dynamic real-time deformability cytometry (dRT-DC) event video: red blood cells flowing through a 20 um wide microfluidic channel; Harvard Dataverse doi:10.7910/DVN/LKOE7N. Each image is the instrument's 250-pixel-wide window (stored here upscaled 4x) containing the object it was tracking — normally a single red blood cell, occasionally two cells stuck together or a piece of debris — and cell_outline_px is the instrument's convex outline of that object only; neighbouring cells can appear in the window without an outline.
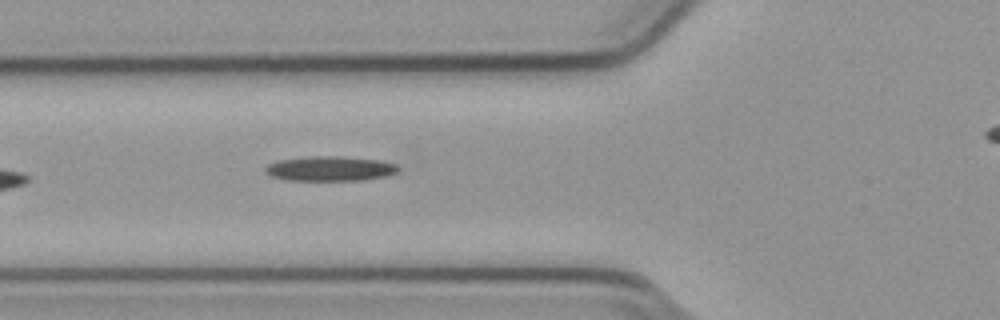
{"species": "common noctule bat (a hibernating species)", "species_latin": "Nyctalus noctula", "temperature_condition": "cold", "stored_images_in_passage": 34, "camera_frame_rate_fps": 3000, "um_per_image_px": 0.085, "animal": {"sex": "male", "body_mass_g": 23.1, "forearm_length_mm": 52.7}, "frame": {"image": 1, "passage_image": 5, "time_ms": 1.333, "image_size_px": [1000, 320], "cell_outline_px": [[400, 168], [396, 172], [384, 176], [364, 180], [288, 180], [272, 176], [264, 172], [264, 168], [268, 164], [276, 160], [308, 156], [340, 156], [380, 160], [396, 164]], "centroid_in_image_um": [28.02, 14.32], "position_along_channel_um": 97.8, "area_um2": 19.25}}
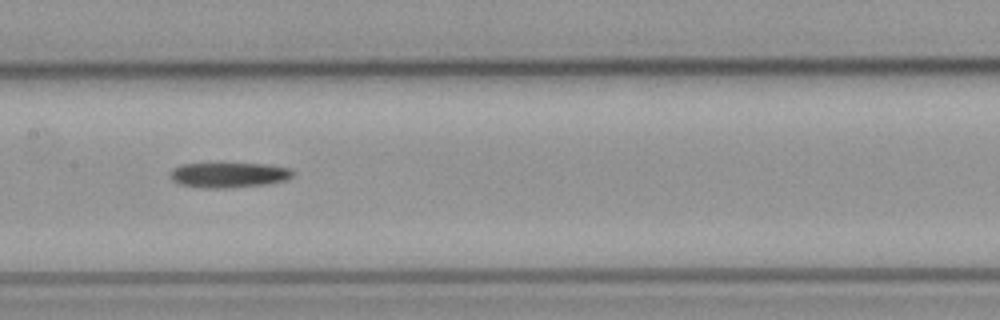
{"frame": {"image": 2, "passage_image": 12, "time_ms": 3.667, "image_size_px": [1000, 320], "cell_outline_px": [[292, 176], [288, 180], [272, 184], [232, 188], [200, 188], [180, 184], [172, 180], [172, 172], [176, 168], [184, 164], [264, 164], [288, 168], [292, 172]], "centroid_in_image_um": [19.51, 14.9], "position_along_channel_um": 187.9, "area_um2": 17.8}}
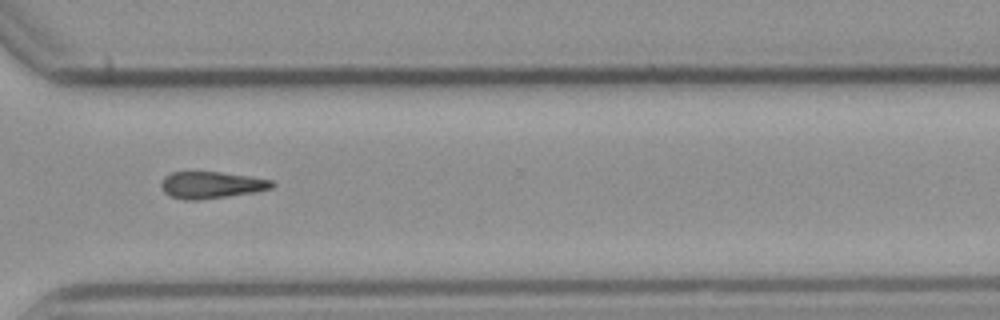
{"frame": {"image": 3, "passage_image": 25, "time_ms": 8.0, "image_size_px": [1000, 320], "cell_outline_px": [[276, 184], [272, 188], [256, 192], [200, 200], [184, 200], [168, 196], [164, 192], [160, 184], [164, 176], [172, 172], [220, 172], [252, 176], [272, 180]], "centroid_in_image_um": [17.97, 15.73], "position_along_channel_um": 352.6, "area_um2": 17.57}}